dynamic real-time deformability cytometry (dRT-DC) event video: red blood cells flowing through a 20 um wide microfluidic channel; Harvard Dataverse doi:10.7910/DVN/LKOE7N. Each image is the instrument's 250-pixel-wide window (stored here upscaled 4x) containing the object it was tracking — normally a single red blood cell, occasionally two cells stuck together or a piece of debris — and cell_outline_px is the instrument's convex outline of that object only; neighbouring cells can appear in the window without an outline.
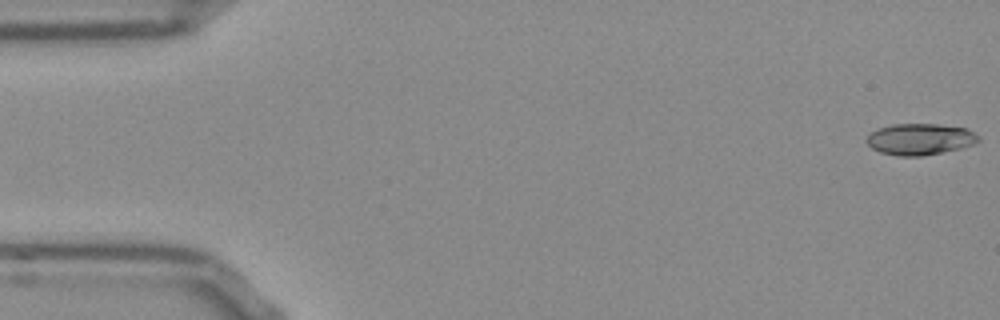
{"species": "Egyptian fruit bat (a non-hibernating species)", "species_latin": "Rousettus aegyptiacus", "temperature_condition": "room temperature", "stored_images_in_passage": 52, "camera_frame_rate_fps": 3000, "um_per_image_px": 0.085, "frame": {"image": 1, "passage_image": 1, "time_ms": 0.0, "image_size_px": [1000, 320], "cell_outline_px": [[980, 140], [976, 144], [960, 148], [920, 156], [900, 156], [880, 152], [872, 148], [864, 140], [876, 128], [892, 124], [936, 124], [968, 128], [980, 136]], "centroid_in_image_um": [78.21, 11.82], "position_along_channel_um": 6.8, "area_um2": 20.52}}
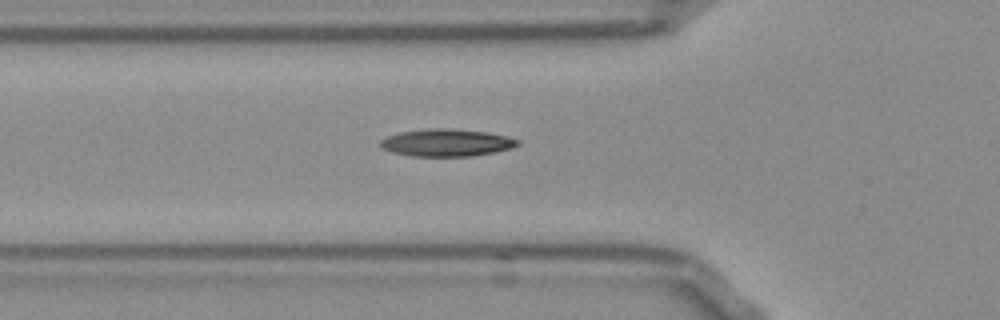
{"frame": {"image": 2, "passage_image": 18, "time_ms": 5.667, "image_size_px": [1000, 320], "cell_outline_px": [[520, 144], [512, 148], [472, 156], [412, 156], [392, 152], [380, 148], [380, 140], [388, 136], [400, 132], [428, 128], [452, 128], [488, 132], [520, 140]], "centroid_in_image_um": [37.94, 12.12], "position_along_channel_um": 87.9, "area_um2": 21.91}}
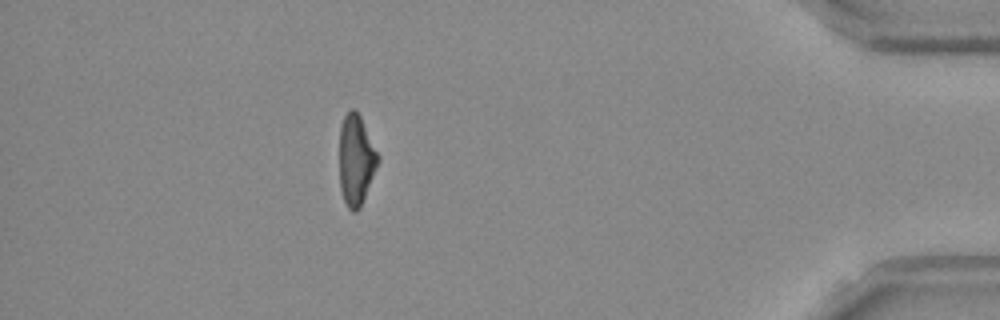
{"frame": {"image": 3, "passage_image": 47, "time_ms": 15.333, "image_size_px": [1000, 320], "cell_outline_px": [[380, 160], [360, 208], [356, 212], [352, 212], [348, 208], [344, 200], [340, 188], [340, 124], [348, 108], [356, 108], [380, 156]], "centroid_in_image_um": [30.27, 13.57], "position_along_channel_um": 404.9, "area_um2": 20.52}}